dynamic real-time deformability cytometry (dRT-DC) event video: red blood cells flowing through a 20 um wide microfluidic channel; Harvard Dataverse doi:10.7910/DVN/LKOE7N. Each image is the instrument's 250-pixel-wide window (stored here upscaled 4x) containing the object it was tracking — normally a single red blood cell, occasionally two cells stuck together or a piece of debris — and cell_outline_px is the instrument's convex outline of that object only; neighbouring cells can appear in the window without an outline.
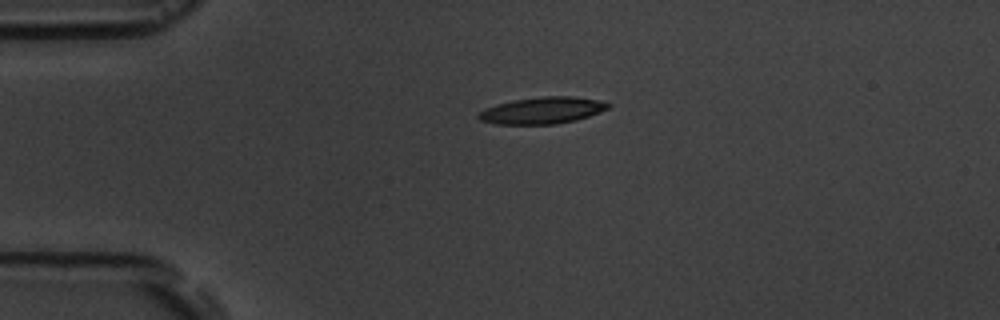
{"species": "common noctule bat (a hibernating species)", "species_latin": "Nyctalus noctula", "temperature_condition": "room temperature", "stored_images_in_passage": 2, "camera_frame_rate_fps": 3000, "um_per_image_px": 0.085, "animal": {"sex": "male", "body_mass_g": 19.5, "forearm_length_mm": 54.6}, "frame": {"image": 1, "passage_image": 1, "time_ms": 0.0, "image_size_px": [1000, 320], "cell_outline_px": [[612, 104], [608, 108], [588, 116], [576, 120], [556, 124], [496, 124], [480, 120], [476, 116], [484, 108], [496, 104], [512, 100], [544, 96], [572, 96], [596, 100]], "centroid_in_image_um": [46.05, 9.39], "position_along_channel_um": 39.0, "area_um2": 20.06}}